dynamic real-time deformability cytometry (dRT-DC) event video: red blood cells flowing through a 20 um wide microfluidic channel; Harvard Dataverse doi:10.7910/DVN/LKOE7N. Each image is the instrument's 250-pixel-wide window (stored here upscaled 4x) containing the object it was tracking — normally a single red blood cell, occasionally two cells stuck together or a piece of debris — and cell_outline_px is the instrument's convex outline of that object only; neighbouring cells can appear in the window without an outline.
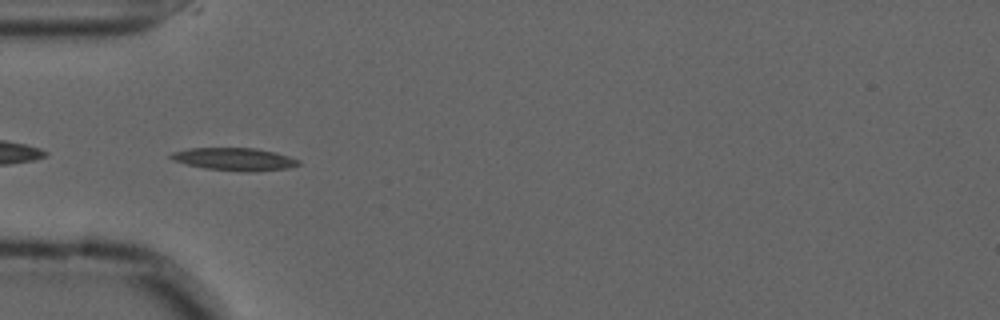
{"species": "common noctule bat (a hibernating species)", "species_latin": "Nyctalus noctula", "temperature_condition": "cold", "stored_images_in_passage": 40, "camera_frame_rate_fps": 3000, "um_per_image_px": 0.085, "animal": {"sex": "male", "forearm_length_mm": 52.5}, "frame": {"image": 1, "passage_image": 2, "time_ms": 0.333, "image_size_px": [1000, 320], "cell_outline_px": [[300, 164], [288, 168], [256, 172], [248, 172], [204, 168], [184, 164], [172, 160], [168, 156], [172, 152], [188, 148], [256, 148], [276, 152], [300, 160]], "centroid_in_image_um": [19.91, 13.53], "position_along_channel_um": 65.1, "area_um2": 17.05}}
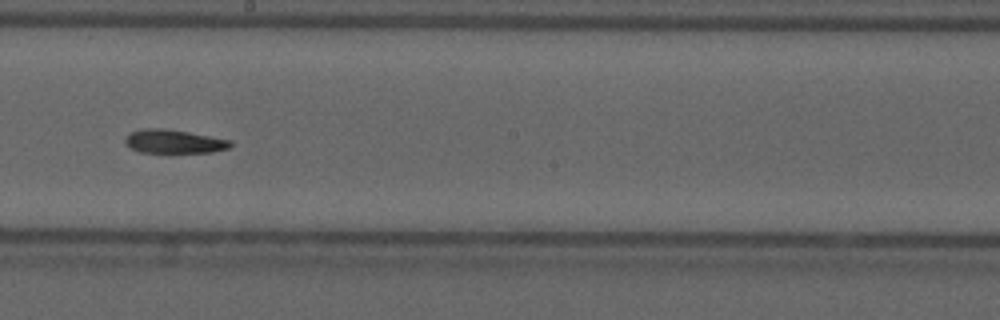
{"frame": {"image": 2, "passage_image": 16, "time_ms": 5.0, "image_size_px": [1000, 320], "cell_outline_px": [[232, 144], [228, 148], [212, 152], [140, 152], [132, 148], [124, 140], [132, 132], [144, 128], [164, 128], [188, 132], [232, 140]], "centroid_in_image_um": [14.82, 12.02], "position_along_channel_um": 233.4, "area_um2": 14.22}}
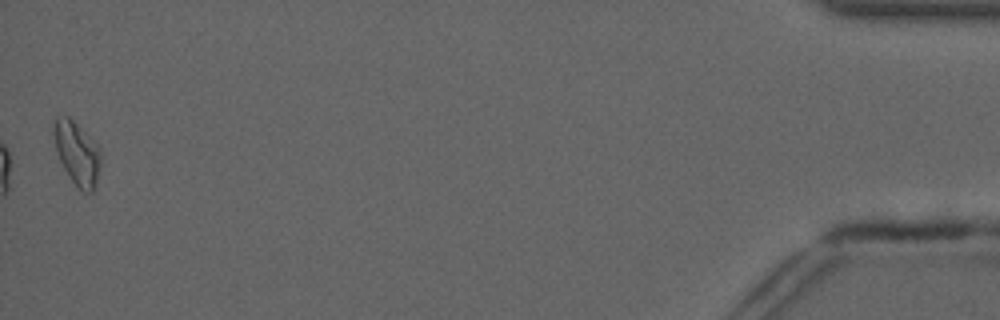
{"frame": {"image": 3, "passage_image": 40, "time_ms": 13.0, "image_size_px": [1000, 320], "cell_outline_px": [[100, 164], [96, 180], [92, 192], [80, 192], [64, 168], [60, 160], [56, 148], [52, 132], [52, 128], [56, 116], [68, 116], [100, 148]], "centroid_in_image_um": [6.52, 13.02], "position_along_channel_um": 428.7, "area_um2": 16.94}, "authors_computed_cell_mechanics": {"area_um2": 15.028, "velocity_mm_per_s": 3.6297, "shape_relaxation_time_tau1_ms": null, "shape_relaxation_time_tau2_ms": 7.9263, "deformation_change_tau1": null, "deformation_change_tau2": 0.1701}}